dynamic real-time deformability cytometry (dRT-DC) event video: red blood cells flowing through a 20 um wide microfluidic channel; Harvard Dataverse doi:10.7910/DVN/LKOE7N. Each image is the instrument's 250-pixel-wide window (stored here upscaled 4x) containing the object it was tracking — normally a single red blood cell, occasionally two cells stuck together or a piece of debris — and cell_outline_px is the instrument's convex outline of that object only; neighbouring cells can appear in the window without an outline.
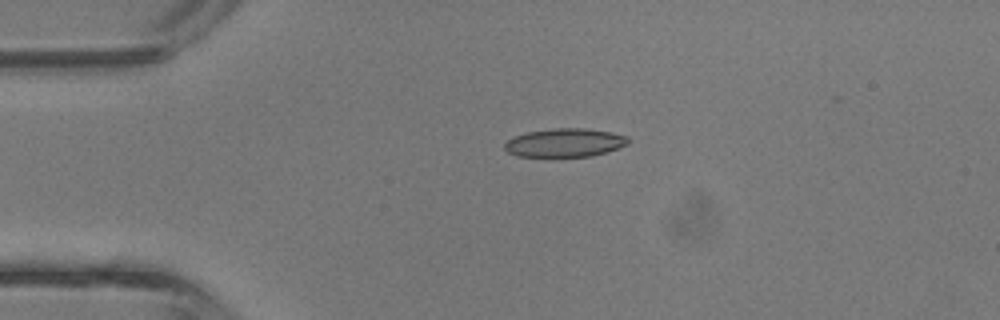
{"species": "common noctule bat (a hibernating species)", "species_latin": "Nyctalus noctula", "temperature_condition": "room temperature", "stored_images_in_passage": 4, "camera_frame_rate_fps": 3000, "um_per_image_px": 0.085, "animal": {"sex": "male", "body_mass_g": 13.3}, "frame": {"image": 1, "passage_image": 4, "time_ms": 1.0, "image_size_px": [1000, 320], "cell_outline_px": [[628, 144], [592, 156], [516, 156], [508, 152], [504, 148], [504, 144], [508, 140], [516, 136], [528, 132], [556, 128], [584, 128], [612, 132], [628, 136]], "centroid_in_image_um": [48.01, 12.12], "position_along_channel_um": 37.0, "area_um2": 20.23}}